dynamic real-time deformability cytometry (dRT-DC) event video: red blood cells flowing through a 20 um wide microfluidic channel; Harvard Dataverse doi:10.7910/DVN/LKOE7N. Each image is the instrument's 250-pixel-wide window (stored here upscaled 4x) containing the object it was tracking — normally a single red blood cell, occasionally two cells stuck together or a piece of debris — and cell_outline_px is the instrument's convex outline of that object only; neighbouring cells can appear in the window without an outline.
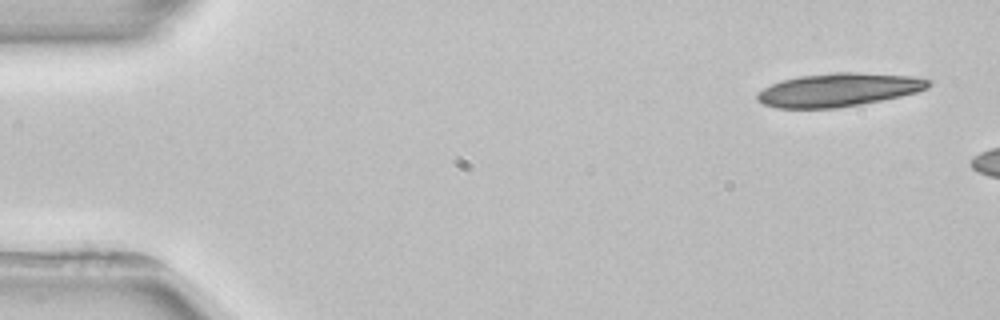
{"species": "common noctule bat (a hibernating species)", "species_latin": "Nyctalus noctula", "temperature_condition": "room temperature", "stored_images_in_passage": 3, "camera_frame_rate_fps": 3000, "um_per_image_px": 0.085, "animal": {"sex": "female", "body_mass_g": 22.7, "forearm_length_mm": 54.2}, "frame": {"image": 1, "passage_image": 1, "time_ms": 0.0, "image_size_px": [1000, 320], "cell_outline_px": [[932, 84], [928, 88], [916, 92], [900, 96], [860, 104], [836, 108], [776, 108], [764, 104], [756, 100], [756, 92], [772, 84], [784, 80], [800, 76], [832, 72], [856, 72], [916, 76], [932, 80]], "centroid_in_image_um": [71.3, 7.63], "position_along_channel_um": 13.7, "area_um2": 33.35}}